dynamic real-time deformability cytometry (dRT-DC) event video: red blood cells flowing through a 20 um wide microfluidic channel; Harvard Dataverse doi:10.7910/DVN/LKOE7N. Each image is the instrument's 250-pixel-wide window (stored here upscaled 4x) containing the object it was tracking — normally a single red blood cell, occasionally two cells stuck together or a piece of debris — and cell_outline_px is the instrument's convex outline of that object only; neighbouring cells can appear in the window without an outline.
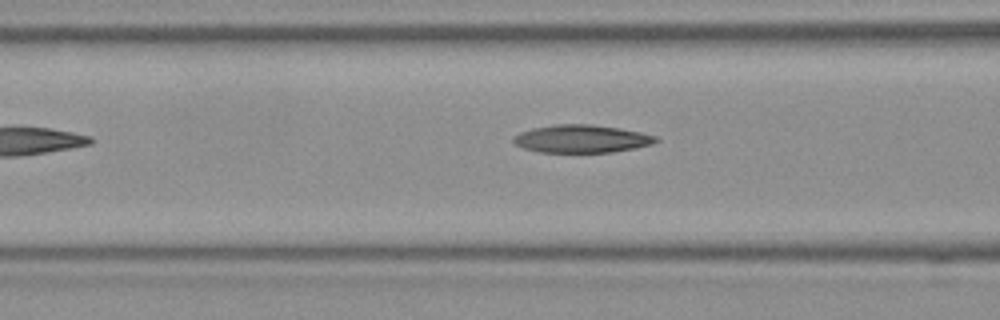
{"species": "Egyptian fruit bat (a non-hibernating species)", "species_latin": "Rousettus aegyptiacus", "temperature_condition": "room temperature", "stored_images_in_passage": 7, "camera_frame_rate_fps": 3000, "um_per_image_px": 0.085, "frame": {"image": 1, "passage_image": 6, "time_ms": 1.667, "image_size_px": [1000, 320], "cell_outline_px": [[660, 140], [652, 144], [636, 148], [612, 152], [540, 152], [524, 148], [516, 144], [512, 140], [512, 136], [520, 132], [532, 128], [556, 124], [592, 124], [620, 128], [640, 132], [656, 136]], "centroid_in_image_um": [49.44, 11.79], "position_along_channel_um": 117.2, "area_um2": 23.18}}
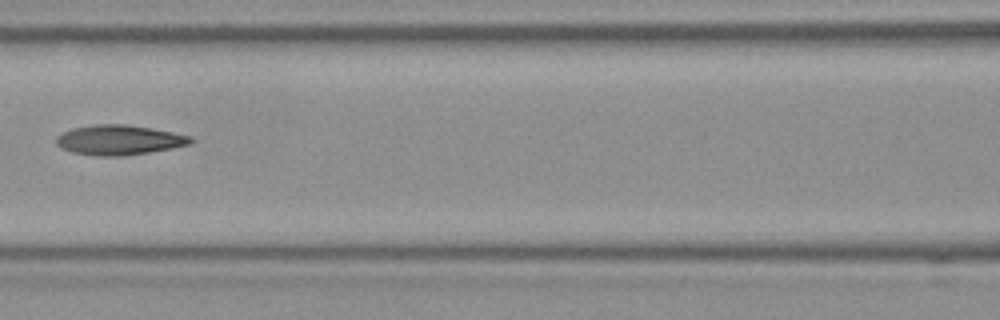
{"frame": {"image": 2, "passage_image": 7, "time_ms": 2.0, "image_size_px": [1000, 320], "cell_outline_px": [[196, 140], [192, 144], [172, 148], [124, 156], [92, 156], [72, 152], [56, 144], [56, 136], [72, 128], [96, 124], [124, 124], [152, 128], [192, 136]], "centroid_in_image_um": [10.16, 11.9], "position_along_channel_um": 156.4, "area_um2": 23.52}}